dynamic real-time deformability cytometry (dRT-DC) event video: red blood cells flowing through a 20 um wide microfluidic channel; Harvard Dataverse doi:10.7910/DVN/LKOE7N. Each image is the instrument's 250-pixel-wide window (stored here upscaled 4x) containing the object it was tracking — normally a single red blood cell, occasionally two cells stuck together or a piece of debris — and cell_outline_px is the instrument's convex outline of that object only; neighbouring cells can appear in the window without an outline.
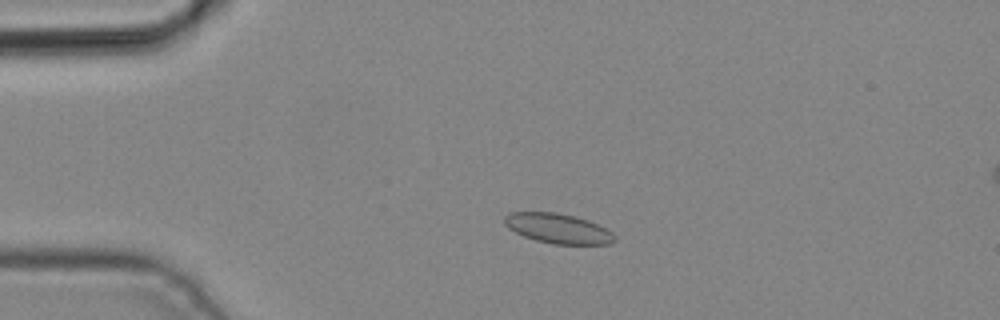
{"species": "common noctule bat (a hibernating species)", "species_latin": "Nyctalus noctula", "temperature_condition": "cold", "stored_images_in_passage": 4, "camera_frame_rate_fps": 3000, "um_per_image_px": 0.085, "animal": {"sex": "male", "body_mass_g": 19.2, "forearm_length_mm": 51.8}, "frame": {"image": 1, "passage_image": 3, "time_ms": 0.667, "image_size_px": [1000, 320], "cell_outline_px": [[616, 240], [612, 244], [552, 244], [536, 240], [524, 236], [508, 228], [504, 224], [504, 216], [508, 212], [556, 212], [576, 216], [588, 220], [612, 232], [616, 236]], "centroid_in_image_um": [47.43, 19.41], "position_along_channel_um": 37.6, "area_um2": 19.25}}